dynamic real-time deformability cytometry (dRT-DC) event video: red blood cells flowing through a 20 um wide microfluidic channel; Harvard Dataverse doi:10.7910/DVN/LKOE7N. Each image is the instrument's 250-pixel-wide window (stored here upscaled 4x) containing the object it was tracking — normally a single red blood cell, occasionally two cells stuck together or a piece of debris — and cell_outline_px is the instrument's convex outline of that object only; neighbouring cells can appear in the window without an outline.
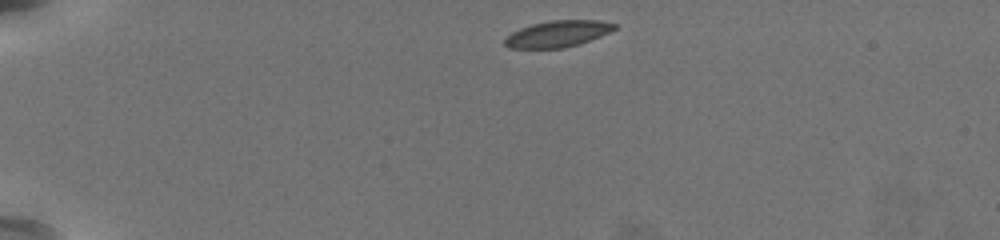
{"species": "common noctule bat (a hibernating species)", "species_latin": "Nyctalus noctula", "temperature_condition": "warm", "stored_images_in_passage": 45, "camera_frame_rate_fps": 3000, "um_per_image_px": 0.085, "animal": {"sex": "female", "body_mass_g": 19.5, "forearm_length_mm": 54.1}, "frame": {"image": 1, "passage_image": 1, "time_ms": 0.0, "image_size_px": [1000, 240], "cell_outline_px": [[616, 28], [600, 36], [580, 44], [564, 48], [508, 48], [504, 44], [504, 40], [512, 32], [520, 28], [532, 24], [552, 20], [596, 20], [616, 24]], "centroid_in_image_um": [47.38, 2.88], "position_along_channel_um": 37.6, "area_um2": 16.76}}
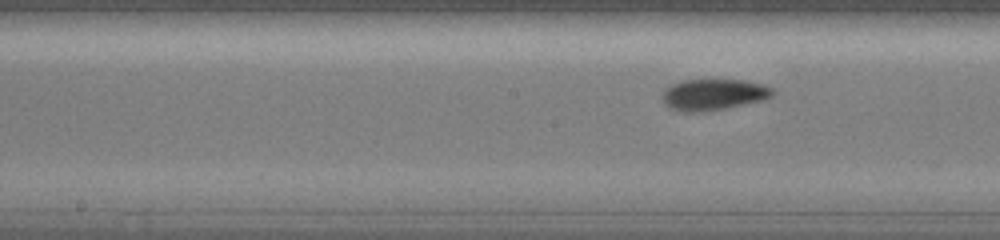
{"frame": {"image": 2, "passage_image": 19, "time_ms": 6.0, "image_size_px": [1000, 240], "cell_outline_px": [[776, 92], [772, 96], [764, 100], [728, 108], [704, 112], [676, 112], [668, 108], [664, 104], [664, 92], [672, 84], [684, 80], [744, 80], [764, 84], [772, 88]], "centroid_in_image_um": [60.68, 8.06], "position_along_channel_um": 187.5, "area_um2": 20.29}}
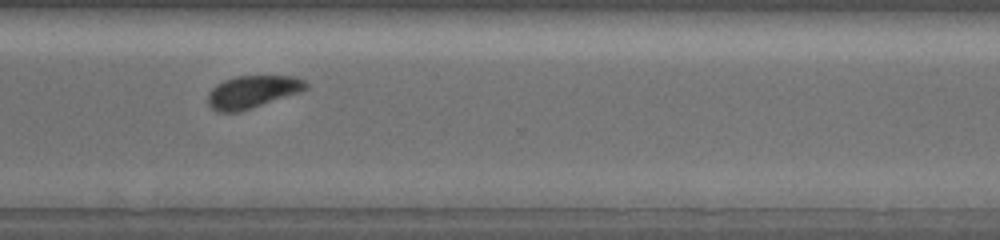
{"frame": {"image": 3, "passage_image": 32, "time_ms": 10.333, "image_size_px": [1000, 240], "cell_outline_px": [[308, 88], [300, 92], [252, 108], [236, 112], [216, 112], [208, 104], [208, 92], [216, 84], [224, 80], [236, 76], [292, 76], [304, 80], [308, 84]], "centroid_in_image_um": [21.44, 7.8], "position_along_channel_um": 349.2, "area_um2": 18.55}, "authors_computed_cell_mechanics": {"area_um2": 18.8428, "velocity_mm_per_s": 3.7341, "shape_relaxation_time_tau1_ms": 2.0071, "shape_relaxation_time_tau2_ms": 2.0334, "deformation_change_tau1": 0.1061, "deformation_change_tau2": 0.059}}